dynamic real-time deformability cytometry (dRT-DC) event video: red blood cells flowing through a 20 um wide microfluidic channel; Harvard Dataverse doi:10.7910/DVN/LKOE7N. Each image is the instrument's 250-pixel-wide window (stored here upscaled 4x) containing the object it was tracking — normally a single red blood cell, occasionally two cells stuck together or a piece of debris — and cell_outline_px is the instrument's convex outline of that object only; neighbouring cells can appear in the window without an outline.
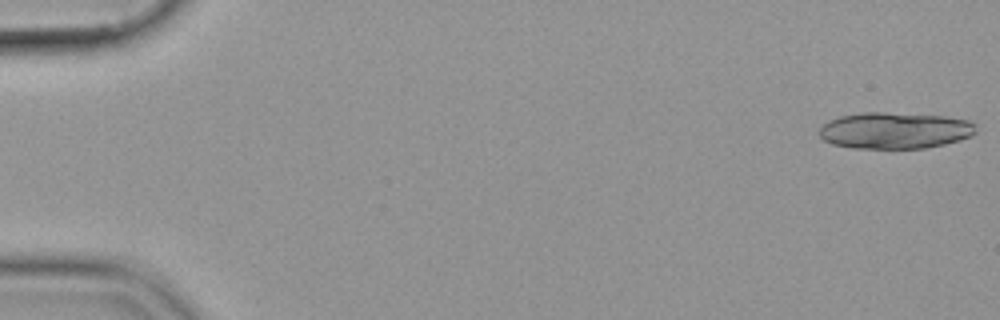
{"species": "common noctule bat (a hibernating species)", "species_latin": "Nyctalus noctula", "temperature_condition": "cold", "stored_images_in_passage": 19, "camera_frame_rate_fps": 3000, "um_per_image_px": 0.085, "animal": {"sex": "female", "body_mass_g": 19.9}, "frame": {"image": 1, "passage_image": 1, "time_ms": 0.0, "image_size_px": [1000, 320], "cell_outline_px": [[976, 132], [972, 136], [960, 140], [944, 144], [924, 148], [852, 148], [832, 144], [824, 140], [820, 136], [820, 128], [828, 120], [840, 116], [860, 112], [884, 112], [944, 116], [968, 120], [976, 124]], "centroid_in_image_um": [76.07, 11.08], "position_along_channel_um": 8.9, "area_um2": 33.41}}